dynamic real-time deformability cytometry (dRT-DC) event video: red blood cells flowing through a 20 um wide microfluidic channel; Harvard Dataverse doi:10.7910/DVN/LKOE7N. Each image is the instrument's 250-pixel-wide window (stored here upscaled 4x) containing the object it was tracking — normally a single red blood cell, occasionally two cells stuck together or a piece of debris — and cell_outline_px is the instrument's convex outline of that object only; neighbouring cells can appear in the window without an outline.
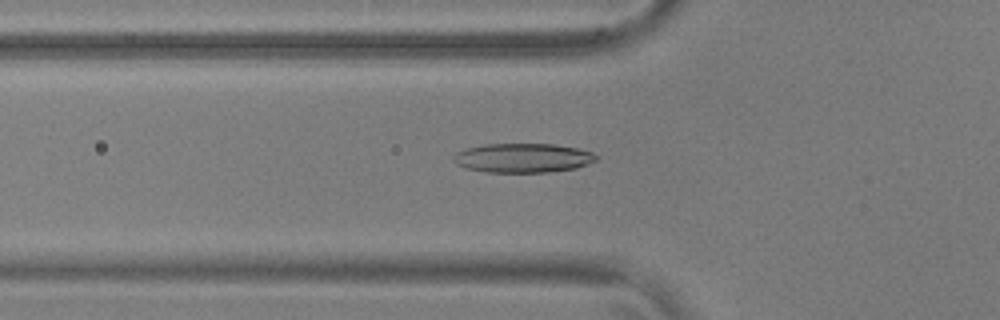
{"species": "common noctule bat (a hibernating species)", "species_latin": "Nyctalus noctula", "temperature_condition": "warm", "stored_images_in_passage": 38, "camera_frame_rate_fps": 3000, "um_per_image_px": 0.085, "animal": {"sex": "male", "body_mass_g": 17.9, "forearm_length_mm": 54.2}, "frame": {"image": 1, "passage_image": 3, "time_ms": 0.667, "image_size_px": [1000, 320], "cell_outline_px": [[596, 160], [588, 164], [576, 168], [548, 172], [484, 172], [464, 168], [456, 164], [452, 160], [452, 156], [456, 152], [464, 148], [484, 144], [556, 144], [576, 148], [592, 152], [596, 156]], "centroid_in_image_um": [44.38, 13.42], "position_along_channel_um": 81.4, "area_um2": 24.51}}
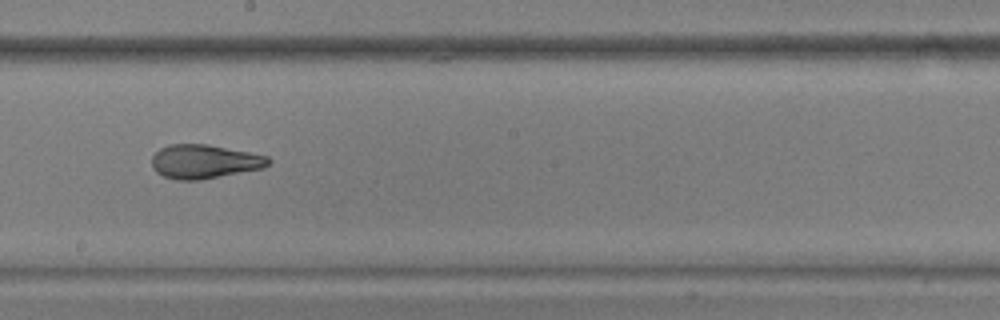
{"frame": {"image": 2, "passage_image": 15, "time_ms": 4.667, "image_size_px": [1000, 320], "cell_outline_px": [[272, 160], [264, 168], [200, 180], [176, 180], [164, 176], [156, 172], [152, 168], [152, 156], [160, 148], [168, 144], [208, 144], [268, 156]], "centroid_in_image_um": [17.36, 13.73], "position_along_channel_um": 230.8, "area_um2": 23.12}}
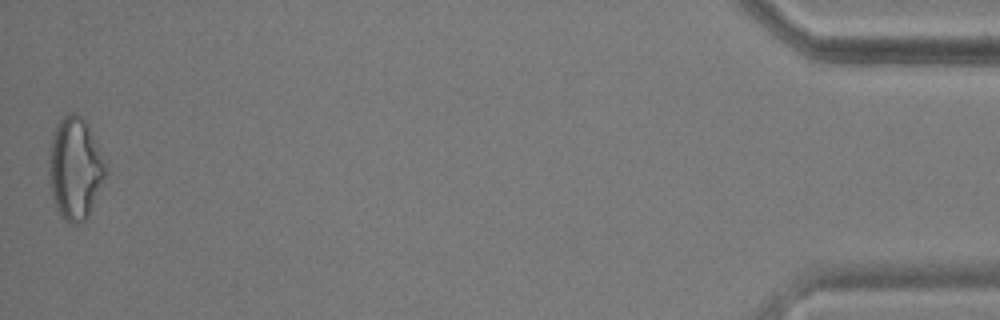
{"frame": {"image": 3, "passage_image": 38, "time_ms": 12.333, "image_size_px": [1000, 320], "cell_outline_px": [[108, 172], [88, 216], [84, 220], [76, 224], [72, 224], [64, 220], [56, 208], [52, 196], [48, 180], [48, 152], [52, 136], [60, 120], [64, 116], [72, 112], [76, 112], [88, 124], [108, 168]], "centroid_in_image_um": [6.37, 14.33], "position_along_channel_um": 428.8, "area_um2": 33.99}, "authors_computed_cell_mechanics": {"area_um2": 23.409, "velocity_mm_per_s": 3.7126, "shape_relaxation_time_tau1_ms": 7.8197, "shape_relaxation_time_tau2_ms": 2.0527, "deformation_change_tau1": 0.2247, "deformation_change_tau2": 0.103}}